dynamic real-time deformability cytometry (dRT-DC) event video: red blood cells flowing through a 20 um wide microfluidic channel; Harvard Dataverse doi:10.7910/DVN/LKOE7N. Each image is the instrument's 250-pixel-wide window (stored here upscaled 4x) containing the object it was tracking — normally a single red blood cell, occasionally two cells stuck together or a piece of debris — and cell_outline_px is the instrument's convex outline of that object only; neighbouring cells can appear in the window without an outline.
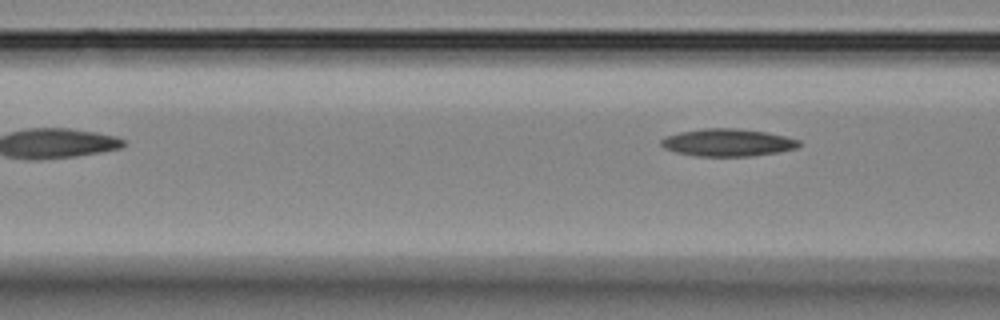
{"species": "Egyptian fruit bat (a non-hibernating species)", "species_latin": "Rousettus aegyptiacus", "temperature_condition": "room temperature", "stored_images_in_passage": 6, "camera_frame_rate_fps": 3000, "um_per_image_px": 0.085, "animal": {"sex": "female"}, "frame": {"image": 1, "passage_image": 6, "time_ms": 6.0, "image_size_px": [1000, 320], "cell_outline_px": [[800, 144], [796, 148], [780, 152], [752, 156], [696, 156], [676, 152], [664, 148], [660, 144], [660, 140], [668, 136], [680, 132], [704, 128], [736, 128], [768, 132], [800, 140]], "centroid_in_image_um": [61.87, 12.12], "position_along_channel_um": 104.7, "area_um2": 22.08}}